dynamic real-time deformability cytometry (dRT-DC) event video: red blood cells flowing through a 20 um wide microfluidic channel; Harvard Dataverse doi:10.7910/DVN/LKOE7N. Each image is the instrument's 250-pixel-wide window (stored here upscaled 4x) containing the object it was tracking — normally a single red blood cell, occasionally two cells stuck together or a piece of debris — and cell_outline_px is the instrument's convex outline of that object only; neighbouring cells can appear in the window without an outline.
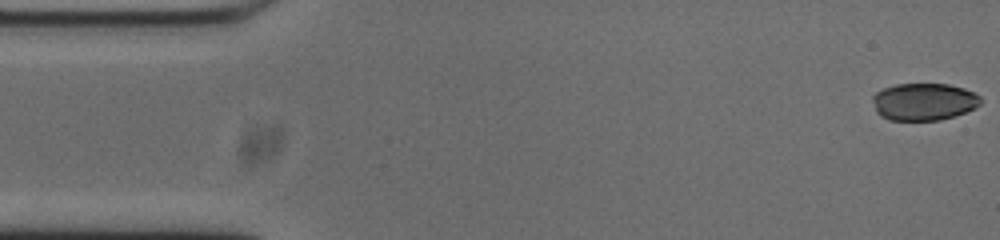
{"species": "common noctule bat (a hibernating species)", "species_latin": "Nyctalus noctula", "temperature_condition": "cold", "stored_images_in_passage": 53, "camera_frame_rate_fps": 3000, "um_per_image_px": 0.085, "animal": {"sex": "male", "body_mass_g": 20.0, "forearm_length_mm": 53.3}, "frame": {"image": 1, "passage_image": 1, "time_ms": 0.0, "image_size_px": [1000, 240], "cell_outline_px": [[980, 104], [964, 112], [940, 120], [888, 120], [880, 116], [876, 112], [872, 100], [872, 96], [876, 92], [884, 88], [896, 84], [948, 84], [964, 88], [980, 96]], "centroid_in_image_um": [78.47, 8.64], "position_along_channel_um": 6.5, "area_um2": 23.35}}
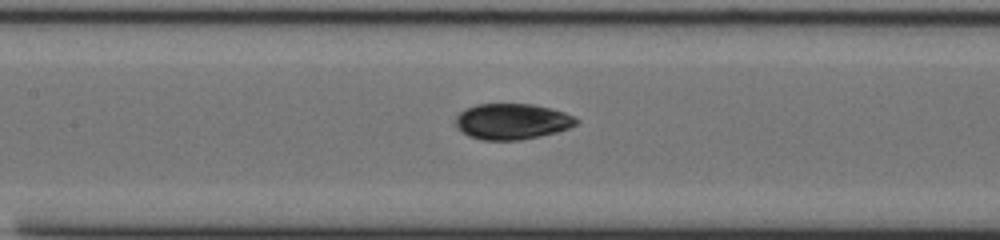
{"frame": {"image": 2, "passage_image": 23, "time_ms": 7.333, "image_size_px": [1000, 240], "cell_outline_px": [[580, 120], [576, 124], [568, 128], [556, 132], [540, 136], [520, 140], [484, 140], [468, 136], [460, 132], [456, 124], [456, 116], [464, 108], [476, 104], [532, 104], [564, 112]], "centroid_in_image_um": [43.48, 10.33], "position_along_channel_um": 163.9, "area_um2": 25.2}}
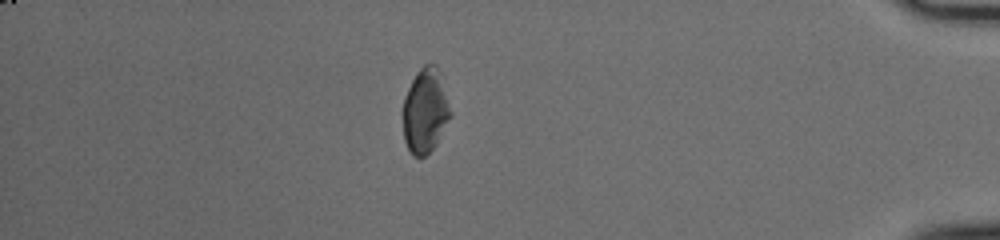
{"frame": {"image": 3, "passage_image": 46, "time_ms": 15.0, "image_size_px": [1000, 240], "cell_outline_px": [[452, 116], [436, 144], [424, 156], [412, 156], [404, 140], [400, 112], [408, 88], [416, 72], [424, 64], [436, 64], [440, 68], [452, 112]], "centroid_in_image_um": [36.14, 9.38], "position_along_channel_um": 399.1, "area_um2": 24.16}, "authors_computed_cell_mechanics": {"area_um2": 24.565, "velocity_mm_per_s": 3.7242, "shape_relaxation_time_tau1_ms": 2.4925, "shape_relaxation_time_tau2_ms": 5.1368, "deformation_change_tau1": 0.0928, "deformation_change_tau2": 0.0815}}